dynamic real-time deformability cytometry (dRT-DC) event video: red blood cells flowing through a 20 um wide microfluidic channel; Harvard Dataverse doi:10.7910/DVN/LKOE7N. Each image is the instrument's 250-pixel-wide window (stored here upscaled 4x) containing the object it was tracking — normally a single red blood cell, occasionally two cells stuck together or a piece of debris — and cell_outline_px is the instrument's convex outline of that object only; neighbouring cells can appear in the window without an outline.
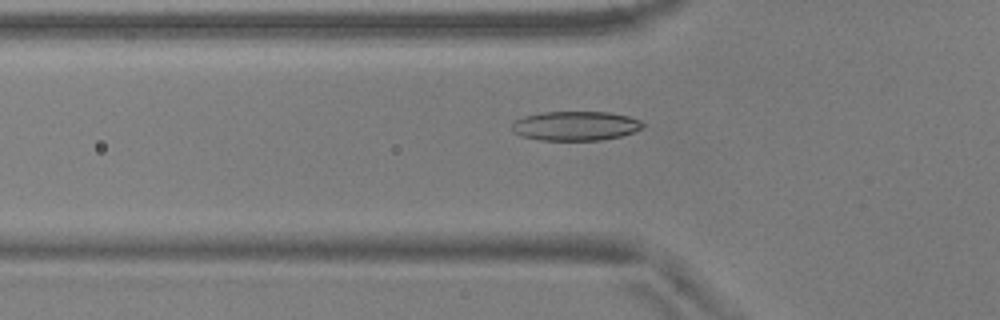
{"species": "common noctule bat (a hibernating species)", "species_latin": "Nyctalus noctula", "temperature_condition": "warm", "stored_images_in_passage": 54, "camera_frame_rate_fps": 3000, "um_per_image_px": 0.085, "animal": {"sex": "male", "body_mass_g": 17.9, "forearm_length_mm": 54.2}, "frame": {"image": 1, "passage_image": 18, "time_ms": 5.667, "image_size_px": [1000, 320], "cell_outline_px": [[644, 124], [640, 128], [632, 132], [620, 136], [600, 140], [540, 140], [520, 136], [512, 132], [512, 120], [524, 116], [544, 112], [608, 112], [628, 116], [640, 120]], "centroid_in_image_um": [48.85, 10.7], "position_along_channel_um": 77.0, "area_um2": 22.37}}
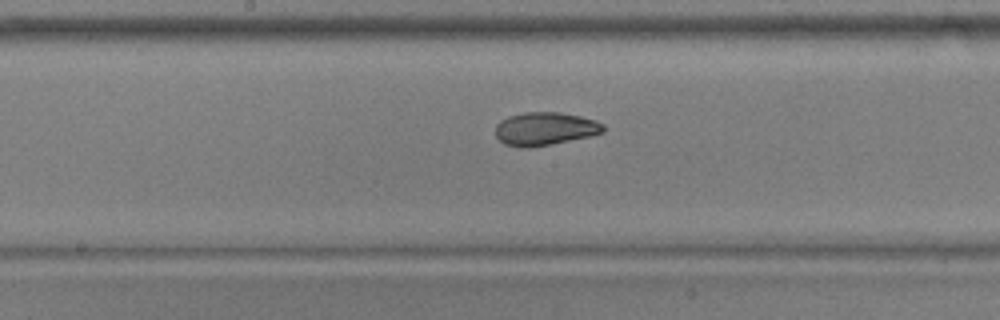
{"frame": {"image": 2, "passage_image": 28, "time_ms": 9.0, "image_size_px": [1000, 320], "cell_outline_px": [[604, 132], [588, 136], [528, 148], [520, 148], [504, 144], [496, 136], [496, 124], [500, 120], [508, 116], [524, 112], [560, 112], [580, 116], [596, 120], [604, 124]], "centroid_in_image_um": [46.29, 10.93], "position_along_channel_um": 201.9, "area_um2": 20.75}}
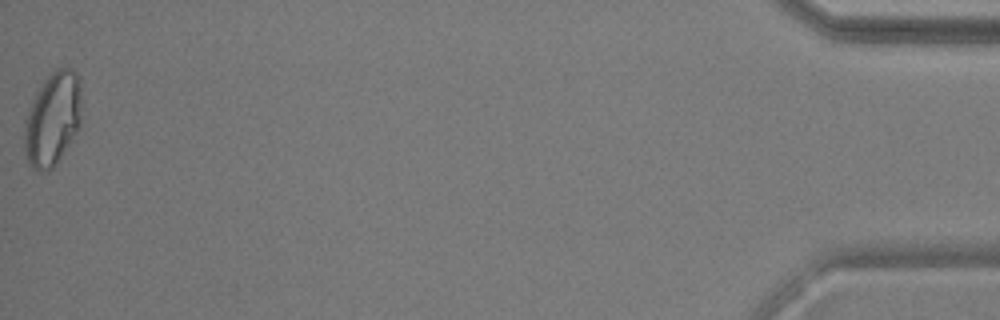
{"frame": {"image": 3, "passage_image": 54, "time_ms": 17.667, "image_size_px": [1000, 320], "cell_outline_px": [[80, 124], [76, 132], [56, 164], [48, 172], [40, 172], [32, 168], [28, 164], [24, 148], [24, 120], [28, 108], [36, 92], [44, 80], [56, 68], [72, 68], [76, 72], [80, 88]], "centroid_in_image_um": [4.43, 10.13], "position_along_channel_um": 430.8, "area_um2": 31.21}, "authors_computed_cell_mechanics": {"area_um2": 21.964, "velocity_mm_per_s": 3.7178, "shape_relaxation_time_tau1_ms": 5.7508, "shape_relaxation_time_tau2_ms": 1.4571, "deformation_change_tau1": 0.1838, "deformation_change_tau2": 0.061}}